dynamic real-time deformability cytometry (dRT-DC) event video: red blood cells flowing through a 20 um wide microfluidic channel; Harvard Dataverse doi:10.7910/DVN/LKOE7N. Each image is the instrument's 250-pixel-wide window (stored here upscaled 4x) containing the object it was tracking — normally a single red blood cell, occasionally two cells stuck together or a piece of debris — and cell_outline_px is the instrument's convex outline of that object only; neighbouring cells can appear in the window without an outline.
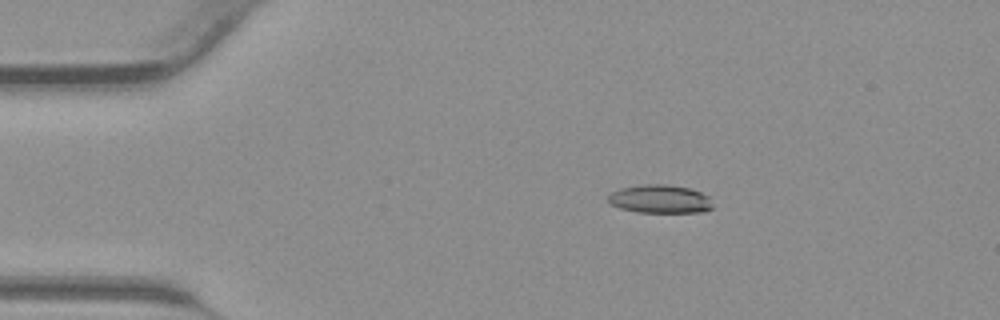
{"species": "common noctule bat (a hibernating species)", "species_latin": "Nyctalus noctula", "temperature_condition": "warm", "stored_images_in_passage": 39, "camera_frame_rate_fps": 3000, "um_per_image_px": 0.085, "animal": {"sex": "male", "body_mass_g": 23.1, "forearm_length_mm": 52.7}, "frame": {"image": 1, "passage_image": 4, "time_ms": 1.0, "image_size_px": [1000, 320], "cell_outline_px": [[712, 208], [704, 212], [636, 212], [620, 208], [612, 204], [608, 200], [608, 196], [612, 192], [620, 188], [640, 184], [668, 184], [688, 188], [700, 192], [708, 196], [712, 204]], "centroid_in_image_um": [56.09, 16.91], "position_along_channel_um": 28.9, "area_um2": 17.28}}
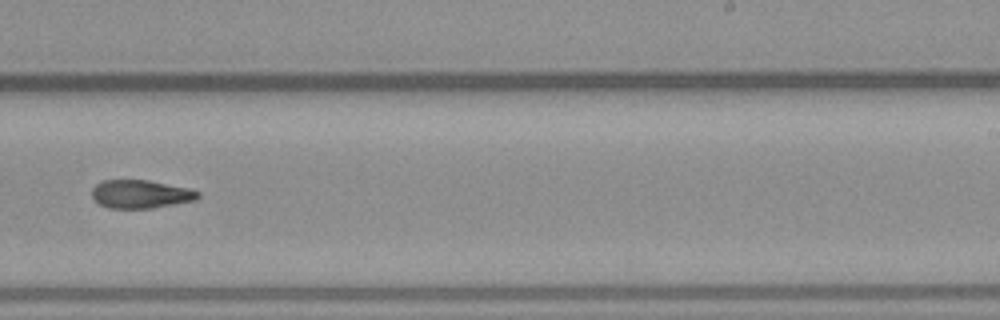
{"frame": {"image": 2, "passage_image": 23, "time_ms": 7.333, "image_size_px": [1000, 320], "cell_outline_px": [[200, 196], [196, 200], [152, 208], [108, 208], [100, 204], [92, 196], [92, 188], [96, 184], [104, 180], [148, 180], [188, 188], [200, 192]], "centroid_in_image_um": [11.96, 16.5], "position_along_channel_um": 277.0, "area_um2": 17.4}}
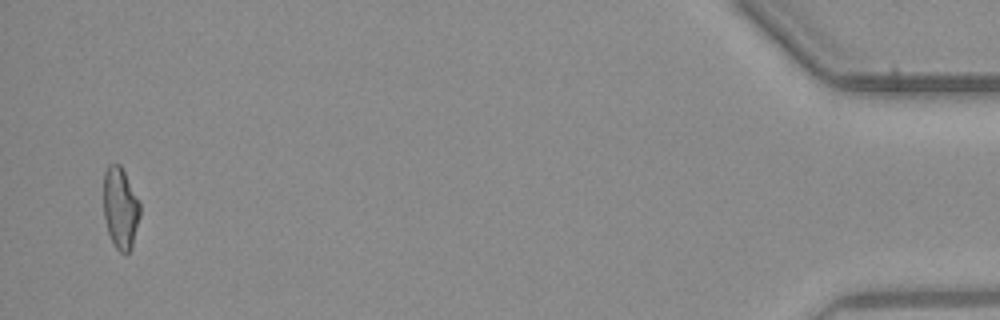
{"frame": {"image": 3, "passage_image": 38, "time_ms": 12.333, "image_size_px": [1000, 320], "cell_outline_px": [[140, 216], [132, 248], [128, 252], [120, 252], [116, 248], [108, 232], [104, 216], [104, 172], [108, 164], [120, 164], [140, 200]], "centroid_in_image_um": [10.25, 17.66], "position_along_channel_um": 424.9, "area_um2": 17.4}}